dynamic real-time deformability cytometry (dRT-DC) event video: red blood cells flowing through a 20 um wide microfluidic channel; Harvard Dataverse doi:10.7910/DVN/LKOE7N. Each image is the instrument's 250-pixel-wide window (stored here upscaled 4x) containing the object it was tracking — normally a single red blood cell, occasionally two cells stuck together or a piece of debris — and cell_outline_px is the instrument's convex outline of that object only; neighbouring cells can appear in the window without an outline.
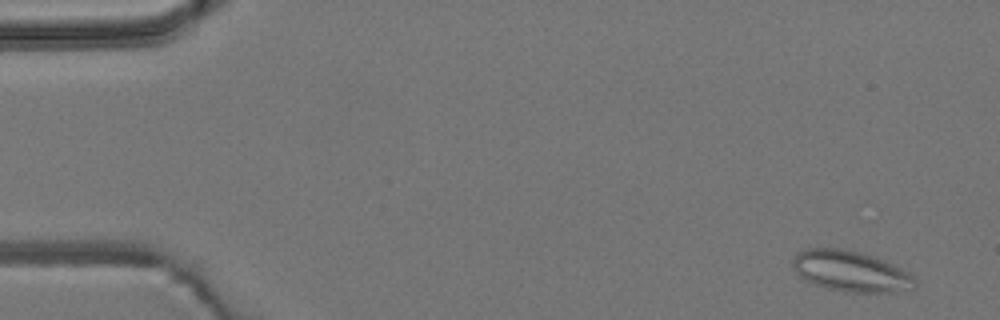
{"species": "common noctule bat (a hibernating species)", "species_latin": "Nyctalus noctula", "temperature_condition": "room temperature", "stored_images_in_passage": 5, "camera_frame_rate_fps": 3000, "um_per_image_px": 0.085, "animal": {"sex": "male", "body_mass_g": 19.2, "forearm_length_mm": 51.8}, "frame": {"image": 1, "passage_image": 5, "time_ms": 5.667, "image_size_px": [1000, 320], "cell_outline_px": [[916, 288], [892, 292], [844, 292], [828, 288], [804, 280], [796, 272], [792, 264], [792, 260], [796, 252], [804, 248], [840, 248], [860, 252], [872, 256], [892, 264], [908, 272], [916, 280]], "centroid_in_image_um": [72.28, 23.05], "position_along_channel_um": 12.7, "area_um2": 29.02}}